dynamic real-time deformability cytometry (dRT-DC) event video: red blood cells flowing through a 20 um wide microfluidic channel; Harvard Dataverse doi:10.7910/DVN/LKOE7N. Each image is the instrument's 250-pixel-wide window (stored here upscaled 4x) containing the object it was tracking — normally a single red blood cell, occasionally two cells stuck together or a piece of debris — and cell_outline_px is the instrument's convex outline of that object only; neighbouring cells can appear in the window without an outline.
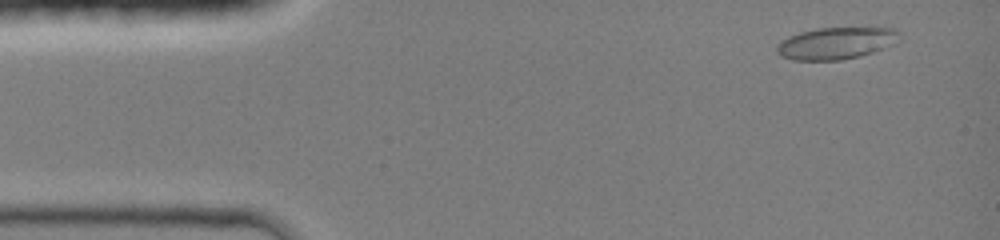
{"species": "common noctule bat (a hibernating species)", "species_latin": "Nyctalus noctula", "temperature_condition": "room temperature", "stored_images_in_passage": 42, "camera_frame_rate_fps": 3000, "um_per_image_px": 0.085, "animal": {"sex": "female", "body_mass_g": 19.0, "forearm_length_mm": 51.5}, "frame": {"image": 1, "passage_image": 3, "time_ms": 0.667, "image_size_px": [1000, 240], "cell_outline_px": [[900, 32], [896, 44], [860, 56], [840, 60], [792, 60], [780, 56], [776, 52], [776, 48], [788, 36], [800, 32], [816, 28], [896, 28]], "centroid_in_image_um": [71.08, 3.67], "position_along_channel_um": 13.9, "area_um2": 22.77}}
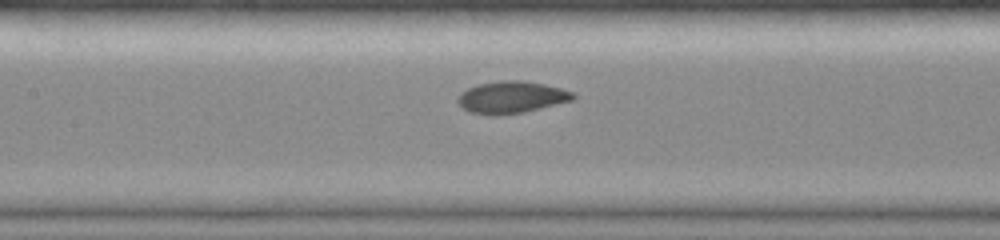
{"frame": {"image": 2, "passage_image": 20, "time_ms": 6.333, "image_size_px": [1000, 240], "cell_outline_px": [[576, 96], [572, 100], [524, 112], [492, 116], [468, 112], [456, 100], [456, 96], [460, 92], [468, 88], [480, 84], [504, 80], [524, 80], [544, 84], [560, 88], [572, 92]], "centroid_in_image_um": [43.43, 8.27], "position_along_channel_um": 164.0, "area_um2": 21.44}}
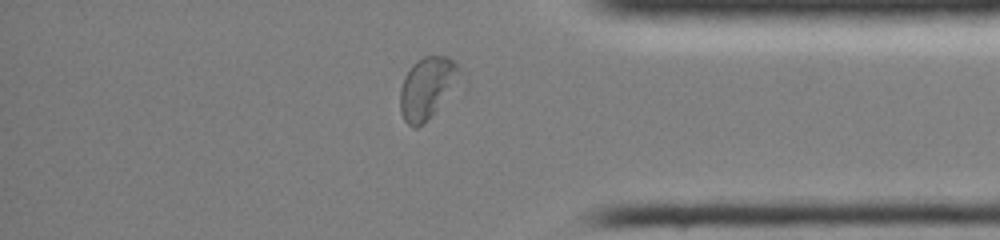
{"frame": {"image": 3, "passage_image": 37, "time_ms": 12.0, "image_size_px": [1000, 240], "cell_outline_px": [[460, 72], [436, 108], [416, 128], [412, 128], [404, 120], [400, 112], [400, 88], [404, 76], [412, 64], [416, 60], [424, 56], [448, 56], [456, 60], [460, 64]], "centroid_in_image_um": [36.22, 7.39], "position_along_channel_um": 399.0, "area_um2": 20.46}, "authors_computed_cell_mechanics": {"area_um2": 21.6172, "velocity_mm_per_s": 4.2474, "shape_relaxation_time_tau1_ms": 4.3913, "shape_relaxation_time_tau2_ms": 0.7826, "deformation_change_tau1": 0.1543, "deformation_change_tau2": 0.0533}}